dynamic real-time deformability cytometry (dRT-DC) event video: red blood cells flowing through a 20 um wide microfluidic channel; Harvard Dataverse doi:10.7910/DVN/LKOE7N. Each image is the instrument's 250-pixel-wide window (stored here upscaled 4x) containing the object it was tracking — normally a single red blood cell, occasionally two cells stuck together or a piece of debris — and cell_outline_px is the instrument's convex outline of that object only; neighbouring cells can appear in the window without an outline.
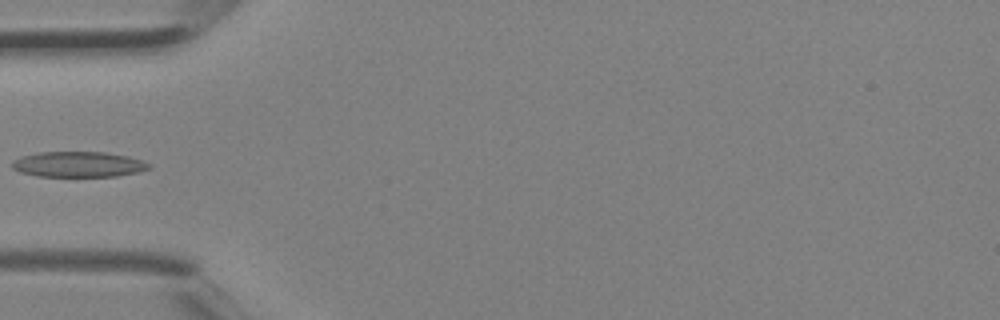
{"species": "Egyptian fruit bat (a non-hibernating species)", "species_latin": "Rousettus aegyptiacus", "temperature_condition": "room temperature", "stored_images_in_passage": 3, "camera_frame_rate_fps": 3000, "um_per_image_px": 0.085, "animal": {"sex": "female"}, "frame": {"image": 1, "passage_image": 3, "time_ms": 0.667, "image_size_px": [1000, 320], "cell_outline_px": [[152, 168], [140, 172], [116, 176], [36, 176], [20, 172], [12, 168], [12, 160], [20, 156], [40, 152], [104, 152], [128, 156], [152, 164]], "centroid_in_image_um": [6.67, 13.97], "position_along_channel_um": 78.3, "area_um2": 20.46}}